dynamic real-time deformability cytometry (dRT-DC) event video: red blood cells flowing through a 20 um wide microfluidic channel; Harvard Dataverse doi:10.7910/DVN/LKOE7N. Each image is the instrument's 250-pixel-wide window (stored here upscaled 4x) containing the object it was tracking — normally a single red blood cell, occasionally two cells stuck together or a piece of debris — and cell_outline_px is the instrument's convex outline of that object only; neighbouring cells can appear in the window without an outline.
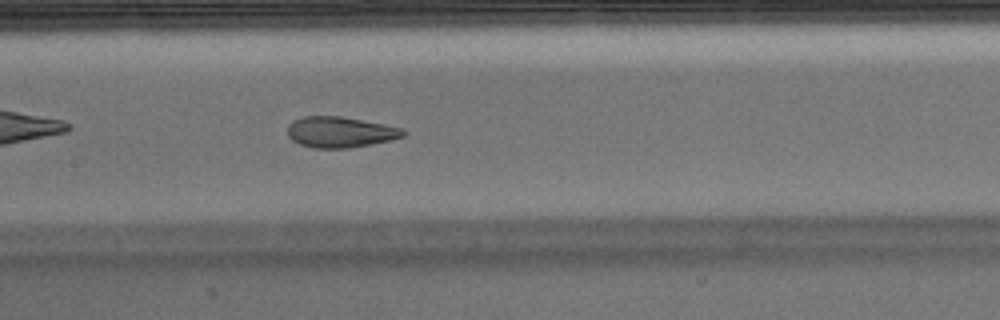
{"species": "Egyptian fruit bat (a non-hibernating species)", "species_latin": "Rousettus aegyptiacus", "temperature_condition": "warm", "stored_images_in_passage": 38, "camera_frame_rate_fps": 3000, "um_per_image_px": 0.085, "animal": {"sex": "male"}, "frame": {"image": 1, "passage_image": 12, "time_ms": 3.667, "image_size_px": [1000, 320], "cell_outline_px": [[408, 132], [404, 136], [392, 140], [348, 148], [312, 148], [300, 144], [292, 140], [288, 136], [288, 124], [292, 120], [304, 116], [340, 116], [384, 124], [404, 128]], "centroid_in_image_um": [28.93, 11.22], "position_along_channel_um": 178.5, "area_um2": 20.92}}
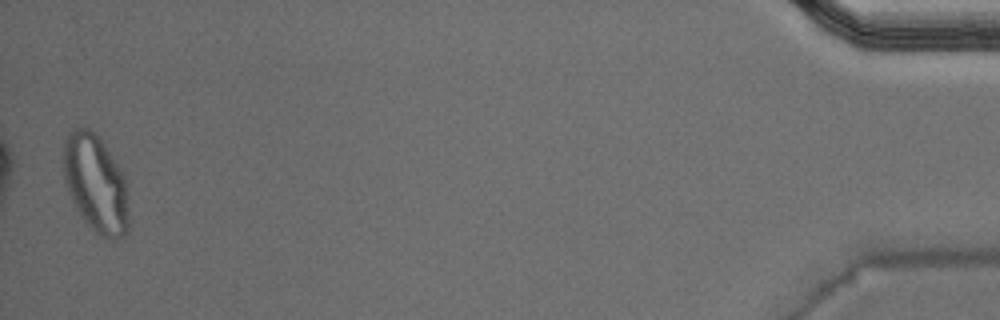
{"frame": {"image": 2, "passage_image": 38, "time_ms": 12.333, "image_size_px": [1000, 320], "cell_outline_px": [[128, 232], [120, 240], [112, 240], [100, 236], [84, 220], [76, 208], [68, 192], [64, 180], [64, 140], [68, 132], [72, 128], [84, 124], [104, 144], [124, 176], [128, 216]], "centroid_in_image_um": [8.11, 15.61], "position_along_channel_um": 427.1, "area_um2": 37.05}, "authors_computed_cell_mechanics": {"area_um2": 22.253, "velocity_mm_per_s": 3.9522, "shape_relaxation_time_tau1_ms": null, "shape_relaxation_time_tau2_ms": 1.0324, "deformation_change_tau1": null, "deformation_change_tau2": 0.0775}}